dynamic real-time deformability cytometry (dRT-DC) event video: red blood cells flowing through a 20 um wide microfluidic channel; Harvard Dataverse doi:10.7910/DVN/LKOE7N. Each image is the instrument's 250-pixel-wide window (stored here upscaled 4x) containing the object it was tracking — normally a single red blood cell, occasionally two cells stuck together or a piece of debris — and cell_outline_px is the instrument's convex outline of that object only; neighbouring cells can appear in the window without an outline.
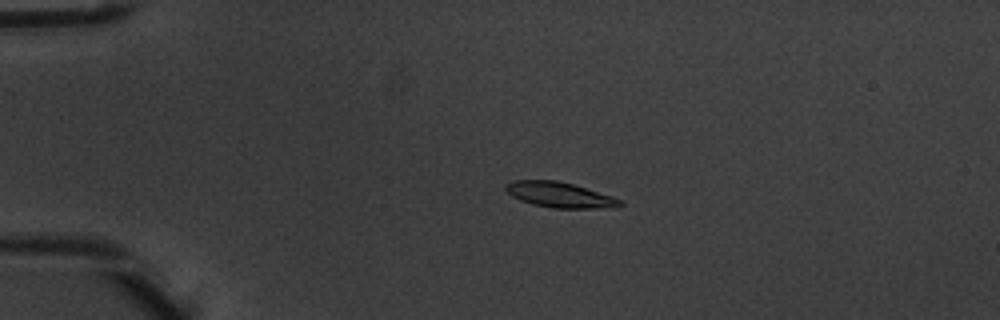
{"species": "common noctule bat (a hibernating species)", "species_latin": "Nyctalus noctula", "temperature_condition": "warm", "stored_images_in_passage": 4, "camera_frame_rate_fps": 3000, "um_per_image_px": 0.085, "animal": {"sex": "male", "body_mass_g": 20.1, "forearm_length_mm": 53.5}, "frame": {"image": 1, "passage_image": 3, "time_ms": 0.667, "image_size_px": [1000, 320], "cell_outline_px": [[624, 204], [620, 208], [552, 208], [532, 204], [520, 200], [512, 196], [504, 188], [504, 184], [512, 180], [556, 180], [572, 184], [612, 196], [620, 200]], "centroid_in_image_um": [47.57, 16.57], "position_along_channel_um": 37.4, "area_um2": 16.99}}